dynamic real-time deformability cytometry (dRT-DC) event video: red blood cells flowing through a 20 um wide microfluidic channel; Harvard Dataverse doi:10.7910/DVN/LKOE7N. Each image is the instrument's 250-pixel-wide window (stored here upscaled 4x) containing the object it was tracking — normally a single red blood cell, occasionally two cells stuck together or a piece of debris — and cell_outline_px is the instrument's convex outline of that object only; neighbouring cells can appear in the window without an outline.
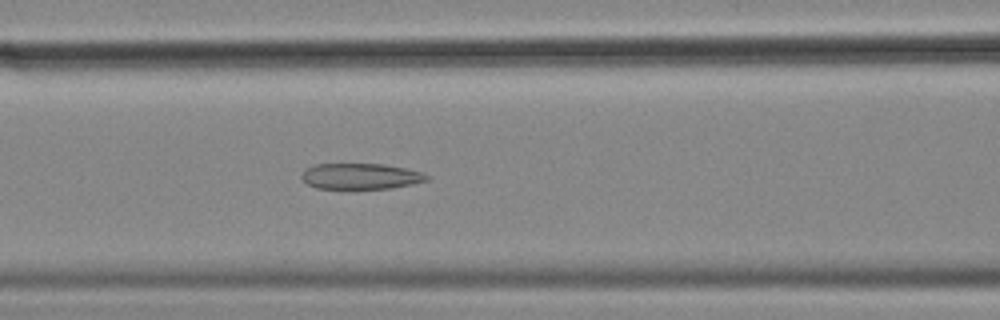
{"species": "common noctule bat (a hibernating species)", "species_latin": "Nyctalus noctula", "temperature_condition": "cold", "stored_images_in_passage": 49, "camera_frame_rate_fps": 3000, "um_per_image_px": 0.085, "animal": {"sex": "female", "body_mass_g": 18.4}, "frame": {"image": 1, "passage_image": 16, "time_ms": 5.0, "image_size_px": [1000, 320], "cell_outline_px": [[428, 180], [388, 188], [316, 188], [308, 184], [300, 176], [308, 168], [316, 164], [384, 164], [424, 172], [428, 176]], "centroid_in_image_um": [30.65, 14.97], "position_along_channel_um": 135.9, "area_um2": 18.44}}
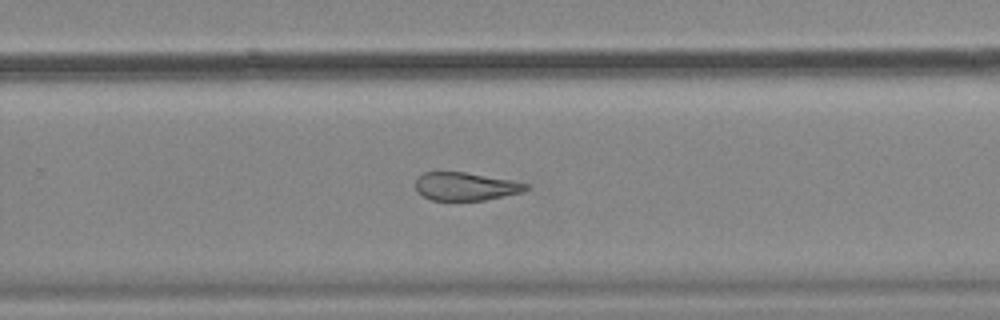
{"frame": {"image": 2, "passage_image": 29, "time_ms": 9.333, "image_size_px": [1000, 320], "cell_outline_px": [[528, 188], [520, 192], [484, 200], [432, 200], [424, 196], [416, 188], [416, 180], [424, 172], [464, 172], [508, 180], [528, 184]], "centroid_in_image_um": [39.54, 15.84], "position_along_channel_um": 290.3, "area_um2": 17.51}}
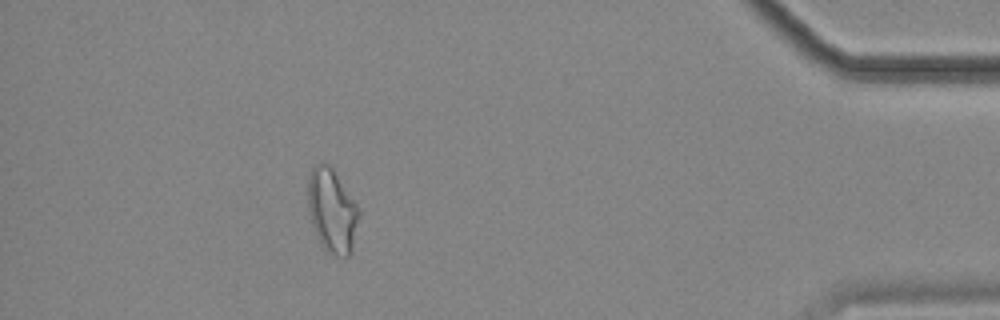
{"frame": {"image": 3, "passage_image": 43, "time_ms": 14.0, "image_size_px": [1000, 320], "cell_outline_px": [[360, 216], [352, 252], [348, 256], [336, 256], [328, 252], [320, 244], [312, 224], [308, 212], [308, 176], [312, 168], [316, 164], [328, 164], [332, 168], [360, 208]], "centroid_in_image_um": [28.24, 17.93], "position_along_channel_um": 407.0, "area_um2": 25.09}, "authors_computed_cell_mechanics": {"area_um2": 21.3282, "velocity_mm_per_s": 3.5817, "shape_relaxation_time_tau1_ms": null, "shape_relaxation_time_tau2_ms": 3.508, "deformation_change_tau1": null, "deformation_change_tau2": 0.1267}}